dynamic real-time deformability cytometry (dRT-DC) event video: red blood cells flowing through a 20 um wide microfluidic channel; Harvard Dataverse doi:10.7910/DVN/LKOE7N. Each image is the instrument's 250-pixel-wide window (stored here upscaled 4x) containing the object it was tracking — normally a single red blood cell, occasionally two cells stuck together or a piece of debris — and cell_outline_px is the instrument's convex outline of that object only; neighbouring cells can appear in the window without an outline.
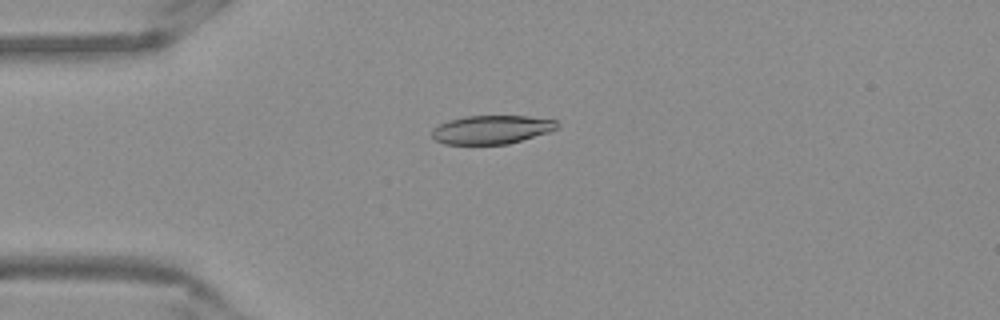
{"species": "Egyptian fruit bat (a non-hibernating species)", "species_latin": "Rousettus aegyptiacus", "temperature_condition": "warm", "stored_images_in_passage": 51, "camera_frame_rate_fps": 3000, "um_per_image_px": 0.085, "frame": {"image": 1, "passage_image": 12, "time_ms": 3.667, "image_size_px": [1000, 320], "cell_outline_px": [[560, 124], [556, 128], [548, 132], [508, 144], [444, 144], [436, 140], [432, 136], [432, 128], [448, 120], [464, 116], [528, 116], [556, 120]], "centroid_in_image_um": [41.77, 11.01], "position_along_channel_um": 43.2, "area_um2": 20.81}}
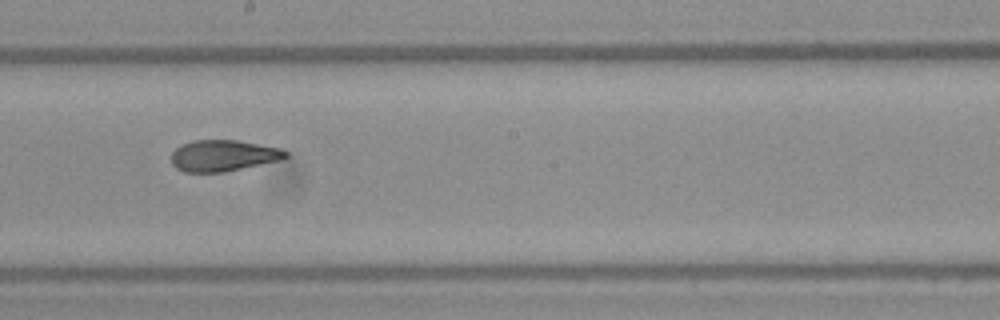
{"frame": {"image": 2, "passage_image": 28, "time_ms": 9.0, "image_size_px": [1000, 320], "cell_outline_px": [[288, 156], [276, 160], [224, 172], [184, 172], [176, 168], [172, 164], [172, 152], [176, 148], [192, 140], [236, 140], [280, 148], [288, 152]], "centroid_in_image_um": [18.93, 13.22], "position_along_channel_um": 229.3, "area_um2": 20.46}}
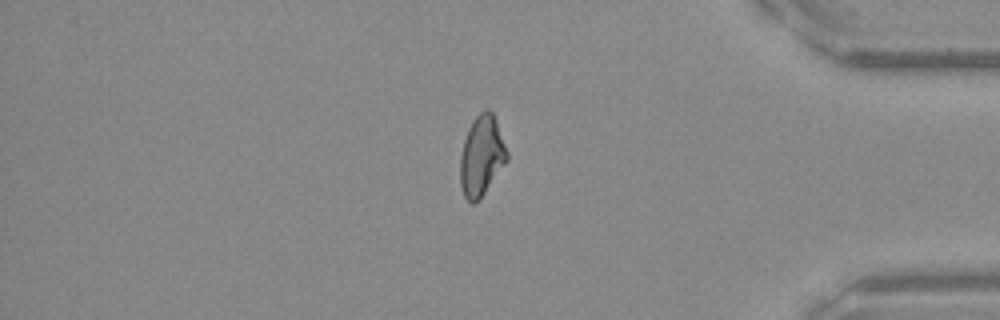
{"frame": {"image": 3, "passage_image": 43, "time_ms": 14.0, "image_size_px": [1000, 320], "cell_outline_px": [[508, 160], [480, 200], [472, 204], [464, 196], [460, 184], [460, 156], [464, 140], [468, 128], [472, 120], [484, 108], [488, 108], [492, 112], [496, 120], [508, 152]], "centroid_in_image_um": [40.94, 13.25], "position_along_channel_um": 394.3, "area_um2": 22.08}, "authors_computed_cell_mechanics": {"area_um2": 21.5594, "velocity_mm_per_s": 3.8702, "shape_relaxation_time_tau1_ms": null, "shape_relaxation_time_tau2_ms": 2.3935, "deformation_change_tau1": null, "deformation_change_tau2": 0.0576}}